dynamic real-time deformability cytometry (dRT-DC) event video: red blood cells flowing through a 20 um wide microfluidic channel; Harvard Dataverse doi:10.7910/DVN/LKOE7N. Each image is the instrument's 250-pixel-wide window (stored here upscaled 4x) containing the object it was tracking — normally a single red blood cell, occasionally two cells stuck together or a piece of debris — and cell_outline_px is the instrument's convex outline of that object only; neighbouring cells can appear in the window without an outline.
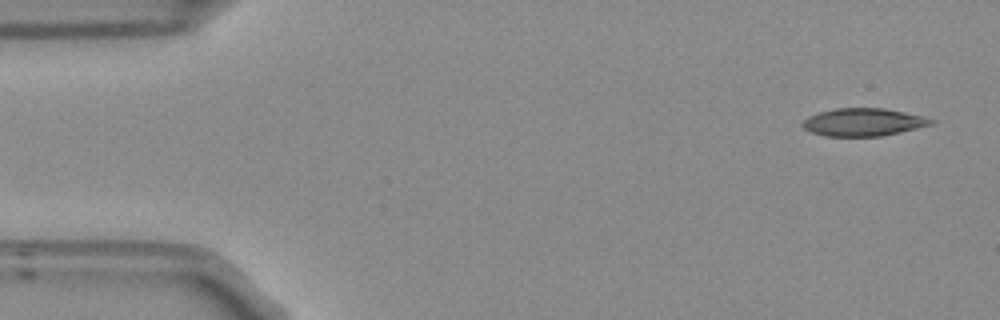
{"species": "Egyptian fruit bat (a non-hibernating species)", "species_latin": "Rousettus aegyptiacus", "temperature_condition": "room temperature", "stored_images_in_passage": 48, "camera_frame_rate_fps": 3000, "um_per_image_px": 0.085, "frame": {"image": 1, "passage_image": 1, "time_ms": 0.0, "image_size_px": [1000, 320], "cell_outline_px": [[936, 120], [932, 124], [900, 132], [880, 136], [824, 136], [812, 132], [804, 128], [800, 124], [808, 116], [820, 112], [836, 108], [884, 108], [904, 112]], "centroid_in_image_um": [73.35, 10.38], "position_along_channel_um": 11.7, "area_um2": 20.58}}
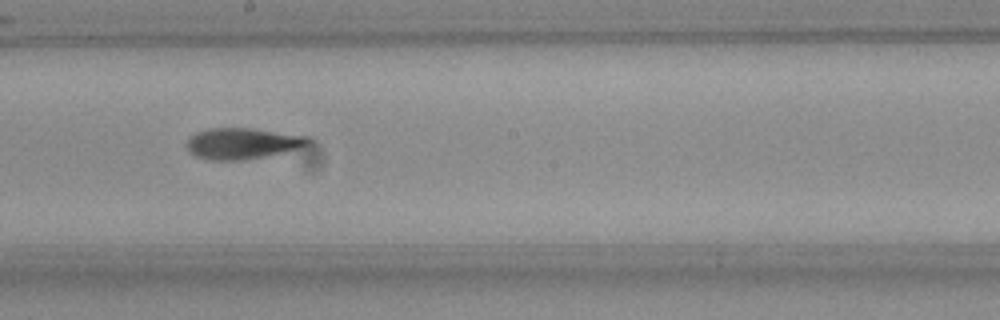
{"frame": {"image": 2, "passage_image": 27, "time_ms": 8.667, "image_size_px": [1000, 320], "cell_outline_px": [[312, 140], [308, 144], [284, 152], [264, 156], [240, 160], [212, 160], [196, 156], [188, 148], [188, 140], [196, 132], [208, 128], [252, 128], [308, 136]], "centroid_in_image_um": [20.62, 12.18], "position_along_channel_um": 227.6, "area_um2": 21.62}}
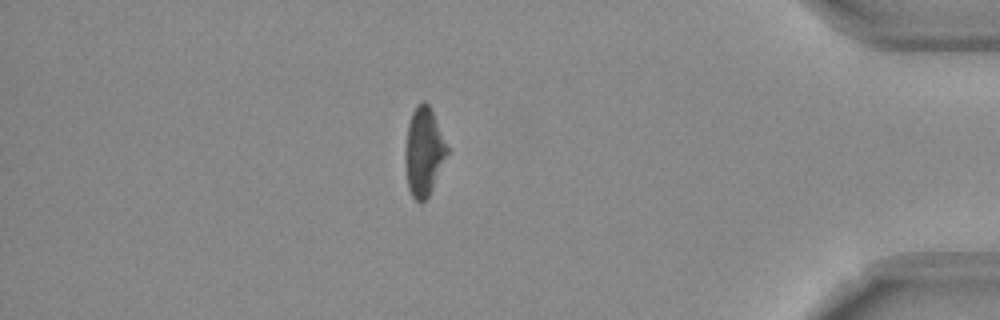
{"frame": {"image": 3, "passage_image": 44, "time_ms": 14.333, "image_size_px": [1000, 320], "cell_outline_px": [[448, 152], [432, 188], [428, 196], [420, 204], [412, 196], [408, 188], [404, 160], [404, 152], [408, 124], [412, 112], [416, 104], [424, 100], [428, 104], [432, 112], [448, 148]], "centroid_in_image_um": [35.98, 12.89], "position_along_channel_um": 399.2, "area_um2": 21.39}, "authors_computed_cell_mechanics": {"area_um2": 21.4727, "velocity_mm_per_s": 3.766, "shape_relaxation_time_tau1_ms": 5.9741, "shape_relaxation_time_tau2_ms": 5.9888, "deformation_change_tau1": 0.1791, "deformation_change_tau2": 0.151}}